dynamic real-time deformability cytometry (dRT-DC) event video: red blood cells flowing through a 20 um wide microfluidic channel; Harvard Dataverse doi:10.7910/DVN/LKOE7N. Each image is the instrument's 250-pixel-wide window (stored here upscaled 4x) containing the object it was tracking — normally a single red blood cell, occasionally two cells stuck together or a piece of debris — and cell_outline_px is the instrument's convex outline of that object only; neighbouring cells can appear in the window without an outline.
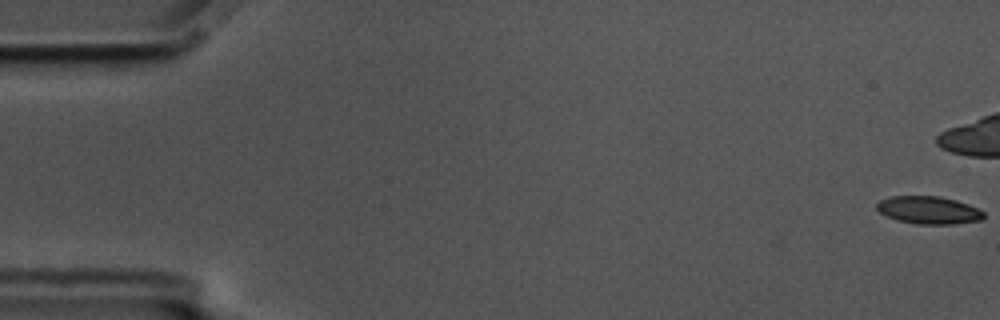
{"species": "common noctule bat (a hibernating species)", "species_latin": "Nyctalus noctula", "temperature_condition": "cold", "stored_images_in_passage": 48, "camera_frame_rate_fps": 3000, "um_per_image_px": 0.085, "animal": {"sex": "male", "body_mass_g": 17.5, "forearm_length_mm": 52.3}, "frame": {"image": 1, "passage_image": 1, "time_ms": 0.0, "image_size_px": [1000, 320], "cell_outline_px": [[984, 216], [980, 220], [952, 224], [916, 224], [896, 220], [880, 212], [876, 208], [876, 204], [880, 200], [892, 196], [940, 196], [956, 200], [968, 204], [984, 212]], "centroid_in_image_um": [78.92, 17.86], "position_along_channel_um": 6.1, "area_um2": 17.17}}
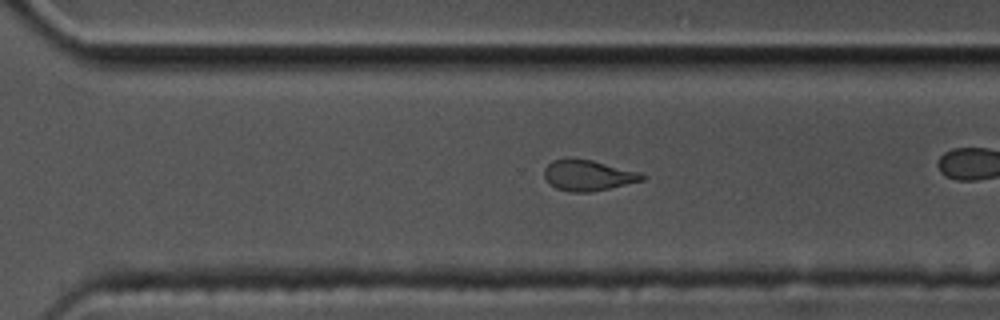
{"frame": {"image": 2, "passage_image": 41, "time_ms": 13.333, "image_size_px": [1000, 320], "cell_outline_px": [[648, 176], [644, 180], [592, 192], [572, 192], [556, 188], [544, 176], [544, 168], [552, 160], [568, 156], [592, 160], [640, 172]], "centroid_in_image_um": [49.98, 14.87], "position_along_channel_um": 320.6, "area_um2": 17.74}}
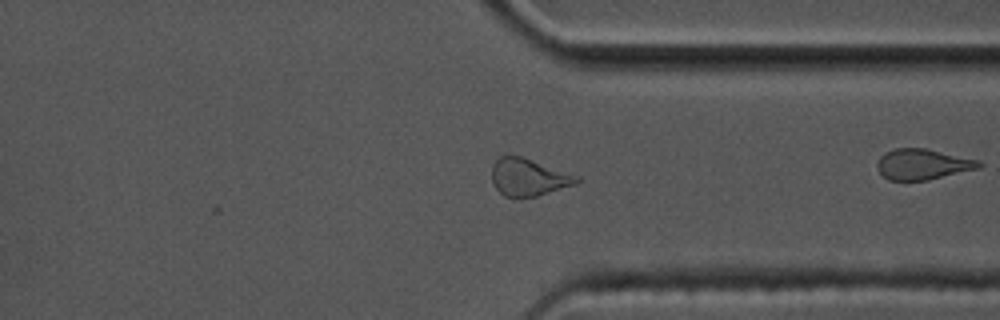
{"frame": {"image": 3, "passage_image": 45, "time_ms": 14.667, "image_size_px": [1000, 320], "cell_outline_px": [[580, 180], [576, 184], [536, 196], [504, 196], [492, 184], [492, 164], [500, 156], [520, 156], [580, 176]], "centroid_in_image_um": [44.92, 15.06], "position_along_channel_um": 366.5, "area_um2": 18.21}, "authors_computed_cell_mechanics": {"area_um2": 17.918, "velocity_mm_per_s": 3.4513, "shape_relaxation_time_tau1_ms": 5.314, "shape_relaxation_time_tau2_ms": 2.657, "deformation_change_tau1": 0.1631, "deformation_change_tau2": 0.0835}}